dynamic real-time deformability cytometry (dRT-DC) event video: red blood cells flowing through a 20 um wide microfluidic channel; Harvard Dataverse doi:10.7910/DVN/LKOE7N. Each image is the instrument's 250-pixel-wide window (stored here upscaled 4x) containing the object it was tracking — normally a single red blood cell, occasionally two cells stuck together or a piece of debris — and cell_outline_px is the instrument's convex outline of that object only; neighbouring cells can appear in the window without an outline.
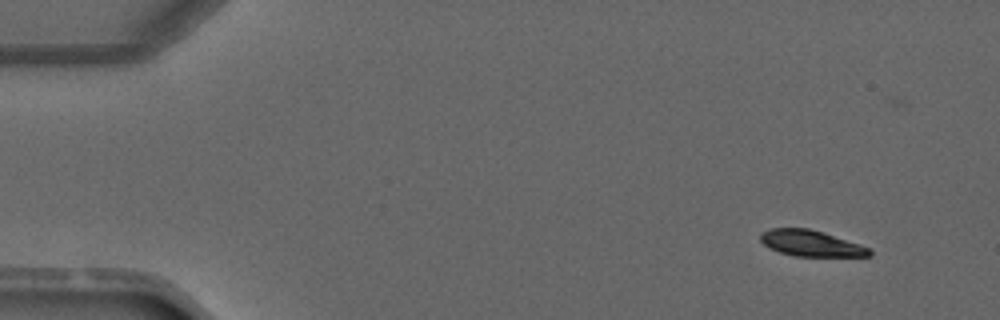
{"species": "common noctule bat (a hibernating species)", "species_latin": "Nyctalus noctula", "temperature_condition": "warm", "stored_images_in_passage": 3, "camera_frame_rate_fps": 3000, "um_per_image_px": 0.085, "animal": {"sex": "male", "forearm_length_mm": 52.5}, "frame": {"image": 1, "passage_image": 3, "time_ms": 2.333, "image_size_px": [1000, 320], "cell_outline_px": [[872, 256], [796, 256], [780, 252], [768, 248], [760, 240], [760, 232], [772, 228], [808, 228], [860, 244], [868, 248], [872, 252]], "centroid_in_image_um": [68.89, 20.68], "position_along_channel_um": 16.1, "area_um2": 16.36}}